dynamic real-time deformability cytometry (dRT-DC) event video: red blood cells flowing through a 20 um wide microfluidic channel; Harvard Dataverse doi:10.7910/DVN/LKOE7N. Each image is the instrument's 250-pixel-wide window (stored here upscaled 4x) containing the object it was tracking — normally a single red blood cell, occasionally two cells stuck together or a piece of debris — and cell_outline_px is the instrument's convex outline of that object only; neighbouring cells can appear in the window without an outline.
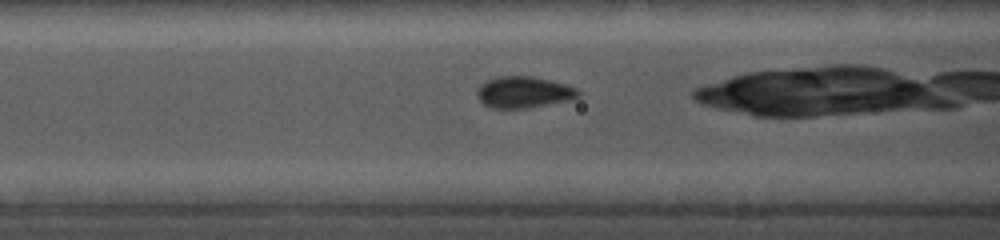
{"species": "common noctule bat (a hibernating species)", "species_latin": "Nyctalus noctula", "temperature_condition": "cold", "stored_images_in_passage": 29, "camera_frame_rate_fps": 5000, "um_per_image_px": 0.085, "animal": {"sex": "female", "body_mass_g": 19.0, "forearm_length_mm": 56.7}, "frame": {"image": 1, "passage_image": 6, "time_ms": 1.2, "image_size_px": [1000, 240], "cell_outline_px": [[580, 96], [572, 100], [528, 108], [492, 108], [484, 104], [476, 96], [476, 92], [480, 84], [496, 76], [532, 76], [564, 84], [576, 88], [580, 92]], "centroid_in_image_um": [44.51, 7.84], "position_along_channel_um": 122.1, "area_um2": 18.61}}
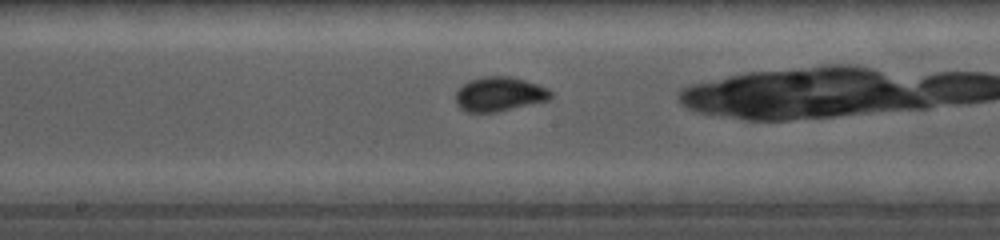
{"frame": {"image": 2, "passage_image": 14, "time_ms": 3.4, "image_size_px": [1000, 240], "cell_outline_px": [[552, 96], [548, 100], [496, 112], [468, 112], [460, 108], [456, 104], [456, 92], [468, 80], [484, 76], [512, 76], [548, 88], [552, 92]], "centroid_in_image_um": [42.44, 7.99], "position_along_channel_um": 205.8, "area_um2": 18.96}}
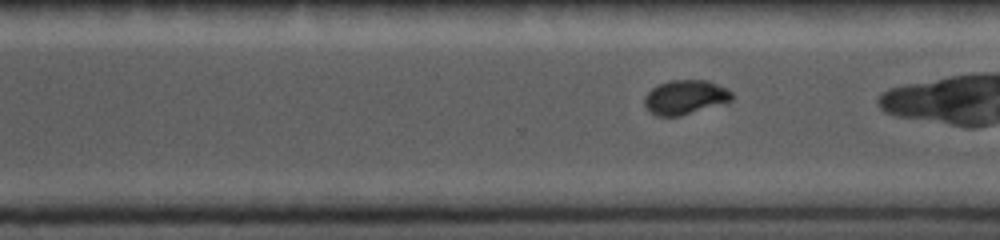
{"frame": {"image": 3, "passage_image": 24, "time_ms": 6.2, "image_size_px": [1000, 240], "cell_outline_px": [[736, 96], [732, 100], [680, 116], [656, 116], [644, 104], [644, 96], [652, 88], [660, 84], [672, 80], [708, 80], [728, 88]], "centroid_in_image_um": [58.27, 8.25], "position_along_channel_um": 312.3, "area_um2": 17.4}}